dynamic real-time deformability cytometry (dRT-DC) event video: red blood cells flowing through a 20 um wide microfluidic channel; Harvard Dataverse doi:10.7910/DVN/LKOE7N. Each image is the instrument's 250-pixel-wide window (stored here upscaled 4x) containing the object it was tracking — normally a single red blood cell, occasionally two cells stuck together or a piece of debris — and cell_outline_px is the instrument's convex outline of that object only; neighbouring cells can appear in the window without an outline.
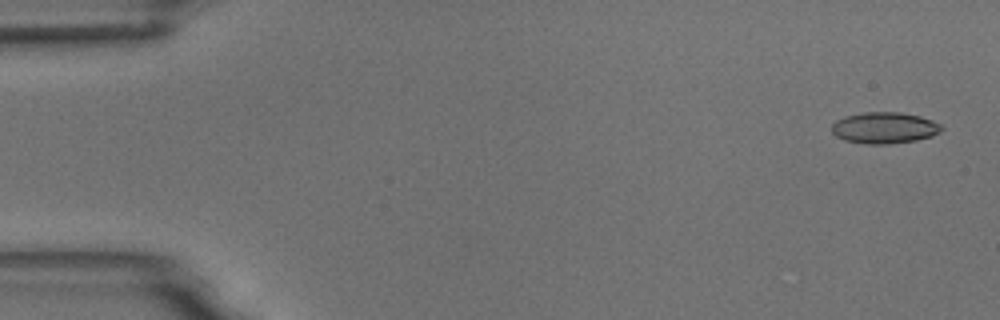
{"species": "common noctule bat (a hibernating species)", "species_latin": "Nyctalus noctula", "temperature_condition": "room temperature", "stored_images_in_passage": 5, "camera_frame_rate_fps": 3000, "um_per_image_px": 0.085, "animal": {"sex": "male", "body_mass_g": 18.8}, "frame": {"image": 1, "passage_image": 1, "time_ms": 0.0, "image_size_px": [1000, 320], "cell_outline_px": [[944, 128], [940, 132], [932, 136], [916, 140], [888, 144], [868, 144], [844, 140], [836, 136], [832, 132], [832, 124], [836, 120], [844, 116], [864, 112], [900, 112], [920, 116], [932, 120], [940, 124]], "centroid_in_image_um": [75.18, 10.86], "position_along_channel_um": 9.8, "area_um2": 20.11}}
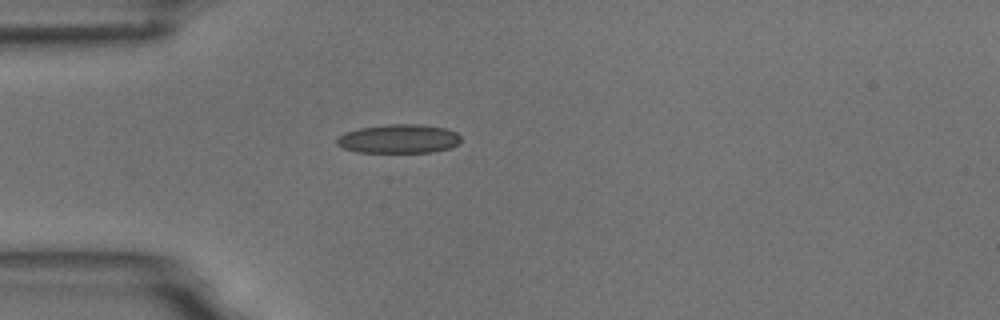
{"frame": {"image": 2, "passage_image": 4, "time_ms": 4.333, "image_size_px": [1000, 320], "cell_outline_px": [[460, 144], [452, 148], [432, 152], [356, 152], [344, 148], [336, 144], [336, 140], [344, 132], [360, 128], [388, 124], [416, 124], [444, 128], [456, 132], [460, 136]], "centroid_in_image_um": [33.91, 11.8], "position_along_channel_um": 51.1, "area_um2": 20.92}}